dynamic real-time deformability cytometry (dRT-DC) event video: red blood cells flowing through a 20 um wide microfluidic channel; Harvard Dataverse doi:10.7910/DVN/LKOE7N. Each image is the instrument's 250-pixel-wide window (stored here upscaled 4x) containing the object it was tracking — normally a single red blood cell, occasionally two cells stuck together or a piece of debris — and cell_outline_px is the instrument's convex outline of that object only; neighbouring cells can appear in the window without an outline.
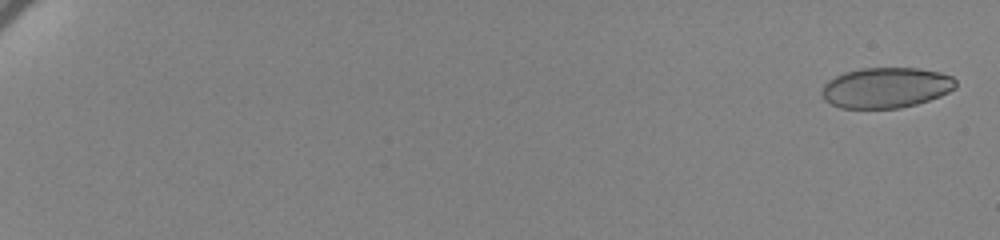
{"species": "human", "species_latin": "Homo sapiens", "temperature_condition": "cold", "stored_images_in_passage": 63, "camera_frame_rate_fps": 3000, "um_per_image_px": 0.085, "donor": {"sex": "female"}, "frame": {"image": 1, "passage_image": 2, "time_ms": 0.333, "image_size_px": [1000, 240], "cell_outline_px": [[956, 88], [940, 96], [916, 104], [900, 108], [840, 108], [824, 100], [820, 92], [824, 84], [828, 80], [844, 72], [860, 68], [920, 68], [940, 72], [952, 76], [956, 80]], "centroid_in_image_um": [75.3, 7.45], "position_along_channel_um": 9.7, "area_um2": 31.79}}
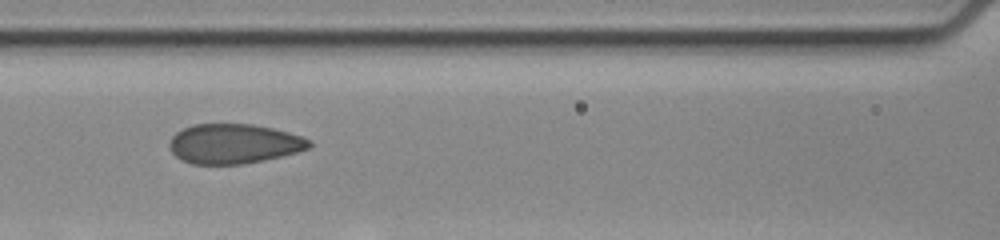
{"frame": {"image": 2, "passage_image": 33, "time_ms": 10.667, "image_size_px": [1000, 240], "cell_outline_px": [[312, 148], [264, 160], [240, 164], [192, 164], [176, 156], [168, 148], [168, 144], [172, 136], [176, 132], [192, 124], [252, 124], [272, 128], [304, 136], [312, 140]], "centroid_in_image_um": [19.9, 12.21], "position_along_channel_um": 146.7, "area_um2": 32.48}}
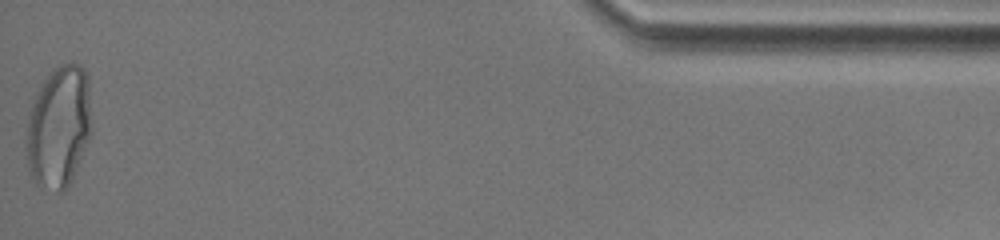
{"frame": {"image": 3, "passage_image": 63, "time_ms": 20.667, "image_size_px": [1000, 240], "cell_outline_px": [[92, 132], [72, 180], [64, 192], [56, 192], [36, 184], [28, 172], [24, 152], [24, 140], [28, 120], [32, 104], [40, 84], [48, 72], [52, 68], [68, 60], [72, 60], [80, 64], [88, 72], [92, 124]], "centroid_in_image_um": [4.99, 10.75], "position_along_channel_um": 430.2, "area_um2": 48.09}, "authors_computed_cell_mechanics": {"area_um2": 33.1194, "velocity_mm_per_s": 3.4494, "shape_relaxation_time_tau1_ms": 8.4794, "shape_relaxation_time_tau2_ms": null, "deformation_change_tau1": 0.1595, "deformation_change_tau2": null}}